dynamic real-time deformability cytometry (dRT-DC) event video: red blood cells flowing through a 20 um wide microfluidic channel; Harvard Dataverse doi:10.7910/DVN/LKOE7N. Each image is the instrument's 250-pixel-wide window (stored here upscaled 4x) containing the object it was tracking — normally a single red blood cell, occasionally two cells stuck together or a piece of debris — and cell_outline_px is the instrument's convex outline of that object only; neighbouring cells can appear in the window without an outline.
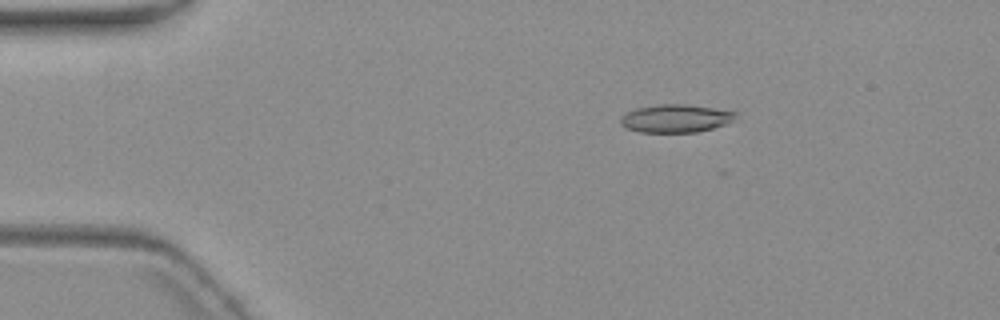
{"species": "common noctule bat (a hibernating species)", "species_latin": "Nyctalus noctula", "temperature_condition": "warm", "stored_images_in_passage": 4, "camera_frame_rate_fps": 3000, "um_per_image_px": 0.085, "animal": {"sex": "female", "body_mass_g": 19.3, "forearm_length_mm": 54.1}, "frame": {"image": 1, "passage_image": 1, "time_ms": 0.0, "image_size_px": [1000, 320], "cell_outline_px": [[736, 116], [732, 120], [724, 124], [712, 128], [696, 132], [640, 132], [628, 128], [620, 124], [620, 116], [624, 112], [636, 108], [660, 104], [688, 104], [736, 112]], "centroid_in_image_um": [57.37, 10.06], "position_along_channel_um": 27.6, "area_um2": 18.67}}
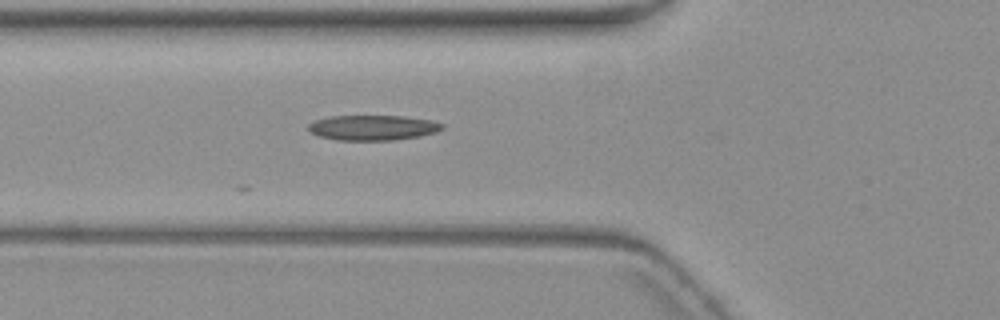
{"frame": {"image": 2, "passage_image": 4, "time_ms": 3.667, "image_size_px": [1000, 320], "cell_outline_px": [[444, 128], [436, 132], [416, 136], [392, 140], [336, 140], [320, 136], [308, 132], [308, 124], [316, 120], [328, 116], [404, 116], [432, 120], [444, 124]], "centroid_in_image_um": [31.67, 10.84], "position_along_channel_um": 94.1, "area_um2": 19.59}}